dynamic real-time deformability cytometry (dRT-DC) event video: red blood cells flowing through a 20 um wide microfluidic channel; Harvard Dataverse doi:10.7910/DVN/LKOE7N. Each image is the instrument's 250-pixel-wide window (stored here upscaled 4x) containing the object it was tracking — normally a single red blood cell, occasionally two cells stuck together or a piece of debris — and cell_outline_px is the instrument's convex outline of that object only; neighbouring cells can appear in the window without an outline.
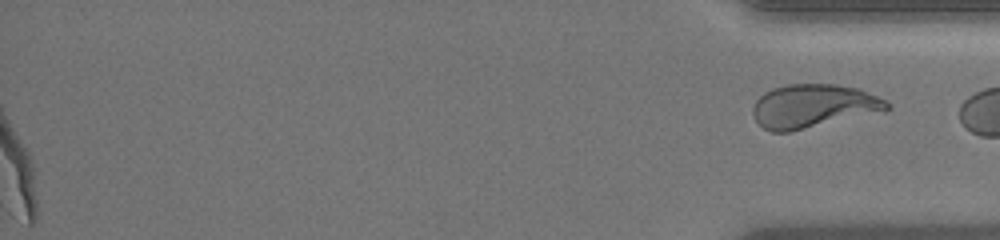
{"species": "human", "species_latin": "Homo sapiens", "temperature_condition": "warm", "stored_images_in_passage": 52, "segment_of_instrument_passage": [2, 2], "camera_frame_rate_fps": 3000, "um_per_image_px": 0.085, "donor": {"sex": "female"}, "frame": {"image": 1, "passage_image": 52, "time_ms": 17.0, "image_size_px": [1000, 240], "cell_outline_px": [[892, 108], [884, 112], [788, 132], [772, 132], [764, 128], [756, 120], [752, 112], [752, 108], [756, 100], [764, 92], [772, 88], [788, 84], [836, 84], [860, 88], [892, 104]], "centroid_in_image_um": [69.17, 9.01], "position_along_channel_um": 366.0, "area_um2": 34.33}}